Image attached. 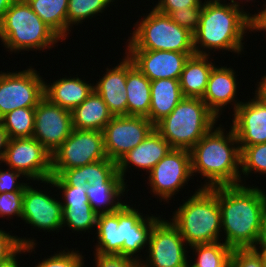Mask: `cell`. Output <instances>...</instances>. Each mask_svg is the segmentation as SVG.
Instances as JSON below:
<instances>
[{
  "mask_svg": "<svg viewBox=\"0 0 266 267\" xmlns=\"http://www.w3.org/2000/svg\"><path fill=\"white\" fill-rule=\"evenodd\" d=\"M266 191L244 184L219 186L218 203L221 212L224 243L236 248H253L264 214Z\"/></svg>",
  "mask_w": 266,
  "mask_h": 267,
  "instance_id": "cell-1",
  "label": "cell"
},
{
  "mask_svg": "<svg viewBox=\"0 0 266 267\" xmlns=\"http://www.w3.org/2000/svg\"><path fill=\"white\" fill-rule=\"evenodd\" d=\"M222 127L213 126L189 150L193 177L197 173L206 177L201 188L243 184L238 139L232 126L227 133Z\"/></svg>",
  "mask_w": 266,
  "mask_h": 267,
  "instance_id": "cell-2",
  "label": "cell"
},
{
  "mask_svg": "<svg viewBox=\"0 0 266 267\" xmlns=\"http://www.w3.org/2000/svg\"><path fill=\"white\" fill-rule=\"evenodd\" d=\"M247 31H251L250 18L237 6L205 0L199 27L193 34L195 54L211 55L212 50L241 54Z\"/></svg>",
  "mask_w": 266,
  "mask_h": 267,
  "instance_id": "cell-3",
  "label": "cell"
},
{
  "mask_svg": "<svg viewBox=\"0 0 266 267\" xmlns=\"http://www.w3.org/2000/svg\"><path fill=\"white\" fill-rule=\"evenodd\" d=\"M176 208L170 220L179 229L188 246L221 241L218 187H200Z\"/></svg>",
  "mask_w": 266,
  "mask_h": 267,
  "instance_id": "cell-4",
  "label": "cell"
},
{
  "mask_svg": "<svg viewBox=\"0 0 266 267\" xmlns=\"http://www.w3.org/2000/svg\"><path fill=\"white\" fill-rule=\"evenodd\" d=\"M0 41L10 52L51 49L63 40L30 8L15 0L0 21Z\"/></svg>",
  "mask_w": 266,
  "mask_h": 267,
  "instance_id": "cell-5",
  "label": "cell"
},
{
  "mask_svg": "<svg viewBox=\"0 0 266 267\" xmlns=\"http://www.w3.org/2000/svg\"><path fill=\"white\" fill-rule=\"evenodd\" d=\"M219 120L201 98L184 97L154 129L173 149L190 150Z\"/></svg>",
  "mask_w": 266,
  "mask_h": 267,
  "instance_id": "cell-6",
  "label": "cell"
},
{
  "mask_svg": "<svg viewBox=\"0 0 266 267\" xmlns=\"http://www.w3.org/2000/svg\"><path fill=\"white\" fill-rule=\"evenodd\" d=\"M126 50H162L195 53L194 37L188 29L180 27L169 15L152 7L145 17L134 23Z\"/></svg>",
  "mask_w": 266,
  "mask_h": 267,
  "instance_id": "cell-7",
  "label": "cell"
},
{
  "mask_svg": "<svg viewBox=\"0 0 266 267\" xmlns=\"http://www.w3.org/2000/svg\"><path fill=\"white\" fill-rule=\"evenodd\" d=\"M107 158L103 131L73 129L52 153V176Z\"/></svg>",
  "mask_w": 266,
  "mask_h": 267,
  "instance_id": "cell-8",
  "label": "cell"
},
{
  "mask_svg": "<svg viewBox=\"0 0 266 267\" xmlns=\"http://www.w3.org/2000/svg\"><path fill=\"white\" fill-rule=\"evenodd\" d=\"M165 219L160 217L154 223L145 250L148 255L140 261V267H188V245L179 229Z\"/></svg>",
  "mask_w": 266,
  "mask_h": 267,
  "instance_id": "cell-9",
  "label": "cell"
},
{
  "mask_svg": "<svg viewBox=\"0 0 266 267\" xmlns=\"http://www.w3.org/2000/svg\"><path fill=\"white\" fill-rule=\"evenodd\" d=\"M45 80L32 66L0 72V118L19 108H36L44 95Z\"/></svg>",
  "mask_w": 266,
  "mask_h": 267,
  "instance_id": "cell-10",
  "label": "cell"
},
{
  "mask_svg": "<svg viewBox=\"0 0 266 267\" xmlns=\"http://www.w3.org/2000/svg\"><path fill=\"white\" fill-rule=\"evenodd\" d=\"M151 192L162 202H169L178 194L192 175L190 151L186 149H172L148 173Z\"/></svg>",
  "mask_w": 266,
  "mask_h": 267,
  "instance_id": "cell-11",
  "label": "cell"
},
{
  "mask_svg": "<svg viewBox=\"0 0 266 267\" xmlns=\"http://www.w3.org/2000/svg\"><path fill=\"white\" fill-rule=\"evenodd\" d=\"M2 163L27 181L42 182L52 176V154L34 137L10 139Z\"/></svg>",
  "mask_w": 266,
  "mask_h": 267,
  "instance_id": "cell-12",
  "label": "cell"
},
{
  "mask_svg": "<svg viewBox=\"0 0 266 267\" xmlns=\"http://www.w3.org/2000/svg\"><path fill=\"white\" fill-rule=\"evenodd\" d=\"M154 129L144 116H114L103 129L105 152L108 159L118 162L139 145Z\"/></svg>",
  "mask_w": 266,
  "mask_h": 267,
  "instance_id": "cell-13",
  "label": "cell"
},
{
  "mask_svg": "<svg viewBox=\"0 0 266 267\" xmlns=\"http://www.w3.org/2000/svg\"><path fill=\"white\" fill-rule=\"evenodd\" d=\"M73 131L72 112L43 98L35 108L33 136L51 154Z\"/></svg>",
  "mask_w": 266,
  "mask_h": 267,
  "instance_id": "cell-14",
  "label": "cell"
},
{
  "mask_svg": "<svg viewBox=\"0 0 266 267\" xmlns=\"http://www.w3.org/2000/svg\"><path fill=\"white\" fill-rule=\"evenodd\" d=\"M32 186L28 184L24 190L21 220L39 231L59 232L62 229V201L56 198L57 194L52 197Z\"/></svg>",
  "mask_w": 266,
  "mask_h": 267,
  "instance_id": "cell-15",
  "label": "cell"
},
{
  "mask_svg": "<svg viewBox=\"0 0 266 267\" xmlns=\"http://www.w3.org/2000/svg\"><path fill=\"white\" fill-rule=\"evenodd\" d=\"M127 57L150 80H179L184 64L195 53L162 50H125Z\"/></svg>",
  "mask_w": 266,
  "mask_h": 267,
  "instance_id": "cell-16",
  "label": "cell"
},
{
  "mask_svg": "<svg viewBox=\"0 0 266 267\" xmlns=\"http://www.w3.org/2000/svg\"><path fill=\"white\" fill-rule=\"evenodd\" d=\"M254 98L242 102L232 114V128L239 146L266 142V100L255 91Z\"/></svg>",
  "mask_w": 266,
  "mask_h": 267,
  "instance_id": "cell-17",
  "label": "cell"
},
{
  "mask_svg": "<svg viewBox=\"0 0 266 267\" xmlns=\"http://www.w3.org/2000/svg\"><path fill=\"white\" fill-rule=\"evenodd\" d=\"M140 213L133 205L124 204L119 209V224L122 240V256L141 261L137 254L148 248L149 234L154 223L161 217Z\"/></svg>",
  "mask_w": 266,
  "mask_h": 267,
  "instance_id": "cell-18",
  "label": "cell"
},
{
  "mask_svg": "<svg viewBox=\"0 0 266 267\" xmlns=\"http://www.w3.org/2000/svg\"><path fill=\"white\" fill-rule=\"evenodd\" d=\"M40 183L54 186H87L92 183H125L118 173L117 163L111 159L96 161L81 167L64 170L59 176H51ZM53 185V186H52Z\"/></svg>",
  "mask_w": 266,
  "mask_h": 267,
  "instance_id": "cell-19",
  "label": "cell"
},
{
  "mask_svg": "<svg viewBox=\"0 0 266 267\" xmlns=\"http://www.w3.org/2000/svg\"><path fill=\"white\" fill-rule=\"evenodd\" d=\"M233 69L215 65L210 72L206 91L201 98L219 120L224 106L231 104L234 112L242 103L239 99L236 100L238 82Z\"/></svg>",
  "mask_w": 266,
  "mask_h": 267,
  "instance_id": "cell-20",
  "label": "cell"
},
{
  "mask_svg": "<svg viewBox=\"0 0 266 267\" xmlns=\"http://www.w3.org/2000/svg\"><path fill=\"white\" fill-rule=\"evenodd\" d=\"M173 148L155 129L135 148L125 154L118 162L117 168L125 181L126 172L131 166L149 173L151 169ZM138 167V168H137Z\"/></svg>",
  "mask_w": 266,
  "mask_h": 267,
  "instance_id": "cell-21",
  "label": "cell"
},
{
  "mask_svg": "<svg viewBox=\"0 0 266 267\" xmlns=\"http://www.w3.org/2000/svg\"><path fill=\"white\" fill-rule=\"evenodd\" d=\"M106 72L94 84V90L102 97L113 116L127 115V55L120 63Z\"/></svg>",
  "mask_w": 266,
  "mask_h": 267,
  "instance_id": "cell-22",
  "label": "cell"
},
{
  "mask_svg": "<svg viewBox=\"0 0 266 267\" xmlns=\"http://www.w3.org/2000/svg\"><path fill=\"white\" fill-rule=\"evenodd\" d=\"M63 77L53 83L45 82L44 95L51 103L64 109L73 111L78 107L93 91L94 84L78 77ZM88 82V83H87Z\"/></svg>",
  "mask_w": 266,
  "mask_h": 267,
  "instance_id": "cell-23",
  "label": "cell"
},
{
  "mask_svg": "<svg viewBox=\"0 0 266 267\" xmlns=\"http://www.w3.org/2000/svg\"><path fill=\"white\" fill-rule=\"evenodd\" d=\"M211 55L194 54L186 60L179 82L184 97L202 98L209 79V75L215 66ZM213 62V63H212Z\"/></svg>",
  "mask_w": 266,
  "mask_h": 267,
  "instance_id": "cell-24",
  "label": "cell"
},
{
  "mask_svg": "<svg viewBox=\"0 0 266 267\" xmlns=\"http://www.w3.org/2000/svg\"><path fill=\"white\" fill-rule=\"evenodd\" d=\"M127 115L147 117L151 104V81L127 57Z\"/></svg>",
  "mask_w": 266,
  "mask_h": 267,
  "instance_id": "cell-25",
  "label": "cell"
},
{
  "mask_svg": "<svg viewBox=\"0 0 266 267\" xmlns=\"http://www.w3.org/2000/svg\"><path fill=\"white\" fill-rule=\"evenodd\" d=\"M184 98L179 80L157 79L151 81V104L146 117L154 125L169 115Z\"/></svg>",
  "mask_w": 266,
  "mask_h": 267,
  "instance_id": "cell-26",
  "label": "cell"
},
{
  "mask_svg": "<svg viewBox=\"0 0 266 267\" xmlns=\"http://www.w3.org/2000/svg\"><path fill=\"white\" fill-rule=\"evenodd\" d=\"M113 117L102 97L94 90L72 111L73 129L103 131Z\"/></svg>",
  "mask_w": 266,
  "mask_h": 267,
  "instance_id": "cell-27",
  "label": "cell"
},
{
  "mask_svg": "<svg viewBox=\"0 0 266 267\" xmlns=\"http://www.w3.org/2000/svg\"><path fill=\"white\" fill-rule=\"evenodd\" d=\"M127 187L126 183H92L86 186V194L92 209L98 215L114 213L125 204L121 201V196L129 191Z\"/></svg>",
  "mask_w": 266,
  "mask_h": 267,
  "instance_id": "cell-28",
  "label": "cell"
},
{
  "mask_svg": "<svg viewBox=\"0 0 266 267\" xmlns=\"http://www.w3.org/2000/svg\"><path fill=\"white\" fill-rule=\"evenodd\" d=\"M97 242L95 253L122 255V240L119 224V209L114 213L99 214L96 223Z\"/></svg>",
  "mask_w": 266,
  "mask_h": 267,
  "instance_id": "cell-29",
  "label": "cell"
},
{
  "mask_svg": "<svg viewBox=\"0 0 266 267\" xmlns=\"http://www.w3.org/2000/svg\"><path fill=\"white\" fill-rule=\"evenodd\" d=\"M30 8L62 40L68 36V0H25Z\"/></svg>",
  "mask_w": 266,
  "mask_h": 267,
  "instance_id": "cell-30",
  "label": "cell"
},
{
  "mask_svg": "<svg viewBox=\"0 0 266 267\" xmlns=\"http://www.w3.org/2000/svg\"><path fill=\"white\" fill-rule=\"evenodd\" d=\"M193 249L195 258L188 267H230L232 248L227 246L222 239L214 243L194 244L189 246ZM192 263V265H191Z\"/></svg>",
  "mask_w": 266,
  "mask_h": 267,
  "instance_id": "cell-31",
  "label": "cell"
},
{
  "mask_svg": "<svg viewBox=\"0 0 266 267\" xmlns=\"http://www.w3.org/2000/svg\"><path fill=\"white\" fill-rule=\"evenodd\" d=\"M62 227H69L72 231L89 232L96 228L98 214L90 204H62Z\"/></svg>",
  "mask_w": 266,
  "mask_h": 267,
  "instance_id": "cell-32",
  "label": "cell"
},
{
  "mask_svg": "<svg viewBox=\"0 0 266 267\" xmlns=\"http://www.w3.org/2000/svg\"><path fill=\"white\" fill-rule=\"evenodd\" d=\"M35 108H19L0 118V123L10 139L32 137L34 133Z\"/></svg>",
  "mask_w": 266,
  "mask_h": 267,
  "instance_id": "cell-33",
  "label": "cell"
},
{
  "mask_svg": "<svg viewBox=\"0 0 266 267\" xmlns=\"http://www.w3.org/2000/svg\"><path fill=\"white\" fill-rule=\"evenodd\" d=\"M113 2L115 0H68V34L71 32L70 29L73 27V24L78 26L83 20H88V18L92 19L93 16L100 15L98 13L102 14L104 12L103 10H107Z\"/></svg>",
  "mask_w": 266,
  "mask_h": 267,
  "instance_id": "cell-34",
  "label": "cell"
},
{
  "mask_svg": "<svg viewBox=\"0 0 266 267\" xmlns=\"http://www.w3.org/2000/svg\"><path fill=\"white\" fill-rule=\"evenodd\" d=\"M241 150V174L246 177L251 173L266 176V142L251 146H239Z\"/></svg>",
  "mask_w": 266,
  "mask_h": 267,
  "instance_id": "cell-35",
  "label": "cell"
},
{
  "mask_svg": "<svg viewBox=\"0 0 266 267\" xmlns=\"http://www.w3.org/2000/svg\"><path fill=\"white\" fill-rule=\"evenodd\" d=\"M69 250L65 248L63 251L60 250L59 253L57 251L56 254L44 258L34 267H84L85 260L84 256L79 253L80 251H76V248L75 251L74 249Z\"/></svg>",
  "mask_w": 266,
  "mask_h": 267,
  "instance_id": "cell-36",
  "label": "cell"
},
{
  "mask_svg": "<svg viewBox=\"0 0 266 267\" xmlns=\"http://www.w3.org/2000/svg\"><path fill=\"white\" fill-rule=\"evenodd\" d=\"M37 245L33 238H20L0 229V264L11 258L21 247Z\"/></svg>",
  "mask_w": 266,
  "mask_h": 267,
  "instance_id": "cell-37",
  "label": "cell"
},
{
  "mask_svg": "<svg viewBox=\"0 0 266 267\" xmlns=\"http://www.w3.org/2000/svg\"><path fill=\"white\" fill-rule=\"evenodd\" d=\"M24 191L0 193V217H20L23 211ZM13 215V216H12Z\"/></svg>",
  "mask_w": 266,
  "mask_h": 267,
  "instance_id": "cell-38",
  "label": "cell"
},
{
  "mask_svg": "<svg viewBox=\"0 0 266 267\" xmlns=\"http://www.w3.org/2000/svg\"><path fill=\"white\" fill-rule=\"evenodd\" d=\"M201 14L202 7H189L175 10L169 16L180 27L186 28L194 34L199 27Z\"/></svg>",
  "mask_w": 266,
  "mask_h": 267,
  "instance_id": "cell-39",
  "label": "cell"
},
{
  "mask_svg": "<svg viewBox=\"0 0 266 267\" xmlns=\"http://www.w3.org/2000/svg\"><path fill=\"white\" fill-rule=\"evenodd\" d=\"M230 267H263V264L253 248H236L231 253Z\"/></svg>",
  "mask_w": 266,
  "mask_h": 267,
  "instance_id": "cell-40",
  "label": "cell"
},
{
  "mask_svg": "<svg viewBox=\"0 0 266 267\" xmlns=\"http://www.w3.org/2000/svg\"><path fill=\"white\" fill-rule=\"evenodd\" d=\"M26 178L22 173L8 168L5 171L0 168V193L24 191L30 183H21L19 179ZM19 178V179H18ZM18 180V181H17Z\"/></svg>",
  "mask_w": 266,
  "mask_h": 267,
  "instance_id": "cell-41",
  "label": "cell"
},
{
  "mask_svg": "<svg viewBox=\"0 0 266 267\" xmlns=\"http://www.w3.org/2000/svg\"><path fill=\"white\" fill-rule=\"evenodd\" d=\"M96 267H140V262L122 255H101L94 253ZM94 266V267H95Z\"/></svg>",
  "mask_w": 266,
  "mask_h": 267,
  "instance_id": "cell-42",
  "label": "cell"
},
{
  "mask_svg": "<svg viewBox=\"0 0 266 267\" xmlns=\"http://www.w3.org/2000/svg\"><path fill=\"white\" fill-rule=\"evenodd\" d=\"M62 193L61 204H90L86 194V186H55Z\"/></svg>",
  "mask_w": 266,
  "mask_h": 267,
  "instance_id": "cell-43",
  "label": "cell"
},
{
  "mask_svg": "<svg viewBox=\"0 0 266 267\" xmlns=\"http://www.w3.org/2000/svg\"><path fill=\"white\" fill-rule=\"evenodd\" d=\"M202 6L201 0H158L154 8L163 14L170 15L175 10Z\"/></svg>",
  "mask_w": 266,
  "mask_h": 267,
  "instance_id": "cell-44",
  "label": "cell"
},
{
  "mask_svg": "<svg viewBox=\"0 0 266 267\" xmlns=\"http://www.w3.org/2000/svg\"><path fill=\"white\" fill-rule=\"evenodd\" d=\"M251 32H266V3L263 4V10L252 14L250 19Z\"/></svg>",
  "mask_w": 266,
  "mask_h": 267,
  "instance_id": "cell-45",
  "label": "cell"
},
{
  "mask_svg": "<svg viewBox=\"0 0 266 267\" xmlns=\"http://www.w3.org/2000/svg\"><path fill=\"white\" fill-rule=\"evenodd\" d=\"M36 245L21 247L11 258H9L7 261L0 264V267H23L20 266V263L17 261V255L24 254L25 252L30 253L32 251L35 252ZM19 263V265H18Z\"/></svg>",
  "mask_w": 266,
  "mask_h": 267,
  "instance_id": "cell-46",
  "label": "cell"
},
{
  "mask_svg": "<svg viewBox=\"0 0 266 267\" xmlns=\"http://www.w3.org/2000/svg\"><path fill=\"white\" fill-rule=\"evenodd\" d=\"M253 249L254 250H266V213L264 214L261 228L259 230V235H258L255 245L253 246Z\"/></svg>",
  "mask_w": 266,
  "mask_h": 267,
  "instance_id": "cell-47",
  "label": "cell"
},
{
  "mask_svg": "<svg viewBox=\"0 0 266 267\" xmlns=\"http://www.w3.org/2000/svg\"><path fill=\"white\" fill-rule=\"evenodd\" d=\"M9 140L10 138L8 132L4 129V127L0 123V165L3 162Z\"/></svg>",
  "mask_w": 266,
  "mask_h": 267,
  "instance_id": "cell-48",
  "label": "cell"
},
{
  "mask_svg": "<svg viewBox=\"0 0 266 267\" xmlns=\"http://www.w3.org/2000/svg\"><path fill=\"white\" fill-rule=\"evenodd\" d=\"M257 85V89L255 90L259 95H261L266 100V75L261 77L260 82Z\"/></svg>",
  "mask_w": 266,
  "mask_h": 267,
  "instance_id": "cell-49",
  "label": "cell"
},
{
  "mask_svg": "<svg viewBox=\"0 0 266 267\" xmlns=\"http://www.w3.org/2000/svg\"><path fill=\"white\" fill-rule=\"evenodd\" d=\"M15 0H0V21Z\"/></svg>",
  "mask_w": 266,
  "mask_h": 267,
  "instance_id": "cell-50",
  "label": "cell"
},
{
  "mask_svg": "<svg viewBox=\"0 0 266 267\" xmlns=\"http://www.w3.org/2000/svg\"><path fill=\"white\" fill-rule=\"evenodd\" d=\"M261 258L263 267H266V250H255Z\"/></svg>",
  "mask_w": 266,
  "mask_h": 267,
  "instance_id": "cell-51",
  "label": "cell"
},
{
  "mask_svg": "<svg viewBox=\"0 0 266 267\" xmlns=\"http://www.w3.org/2000/svg\"><path fill=\"white\" fill-rule=\"evenodd\" d=\"M238 1H240V0H238ZM245 1V2H244ZM241 0L240 2H237V7L239 8V9H241L250 19L252 18V14H250V12H248V11H244L243 9H244V7L243 6H241L240 5V3L241 2H244V3H246V2H250V1H253V0ZM241 6V7H240Z\"/></svg>",
  "mask_w": 266,
  "mask_h": 267,
  "instance_id": "cell-52",
  "label": "cell"
},
{
  "mask_svg": "<svg viewBox=\"0 0 266 267\" xmlns=\"http://www.w3.org/2000/svg\"><path fill=\"white\" fill-rule=\"evenodd\" d=\"M208 1H210L212 3H222V0H208ZM224 2H225V0H224ZM237 2L238 1H236V0H231L229 4L237 6Z\"/></svg>",
  "mask_w": 266,
  "mask_h": 267,
  "instance_id": "cell-53",
  "label": "cell"
}]
</instances>
